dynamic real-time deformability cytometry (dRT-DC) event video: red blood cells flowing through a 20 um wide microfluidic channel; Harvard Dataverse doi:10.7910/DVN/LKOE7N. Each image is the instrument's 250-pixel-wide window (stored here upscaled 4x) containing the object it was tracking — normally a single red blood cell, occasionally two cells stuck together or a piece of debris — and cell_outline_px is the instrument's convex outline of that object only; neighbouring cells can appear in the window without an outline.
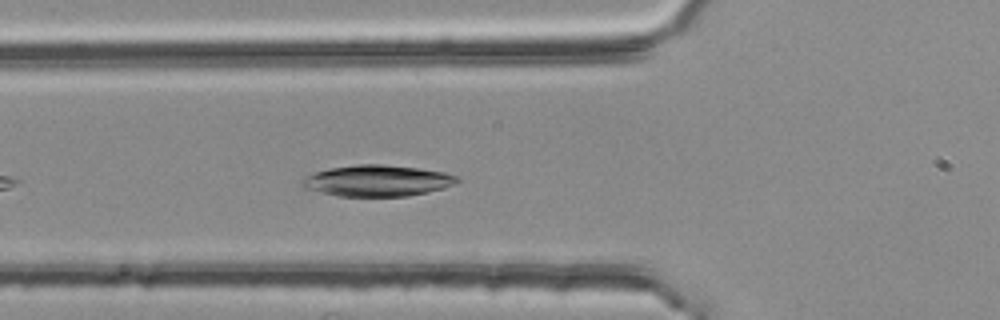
{"species": "common noctule bat (a hibernating species)", "species_latin": "Nyctalus noctula", "temperature_condition": "room temperature", "stored_images_in_passage": 8, "camera_frame_rate_fps": 3000, "um_per_image_px": 0.085, "animal": {"sex": "female", "body_mass_g": 25.1}, "frame": {"image": 1, "passage_image": 5, "time_ms": 1.333, "image_size_px": [1000, 320], "cell_outline_px": [[460, 180], [444, 188], [428, 192], [408, 196], [340, 196], [320, 192], [304, 188], [304, 176], [328, 168], [360, 164], [384, 164], [420, 168], [444, 172], [456, 176]], "centroid_in_image_um": [32.09, 15.35], "position_along_channel_um": 93.7, "area_um2": 28.03}}